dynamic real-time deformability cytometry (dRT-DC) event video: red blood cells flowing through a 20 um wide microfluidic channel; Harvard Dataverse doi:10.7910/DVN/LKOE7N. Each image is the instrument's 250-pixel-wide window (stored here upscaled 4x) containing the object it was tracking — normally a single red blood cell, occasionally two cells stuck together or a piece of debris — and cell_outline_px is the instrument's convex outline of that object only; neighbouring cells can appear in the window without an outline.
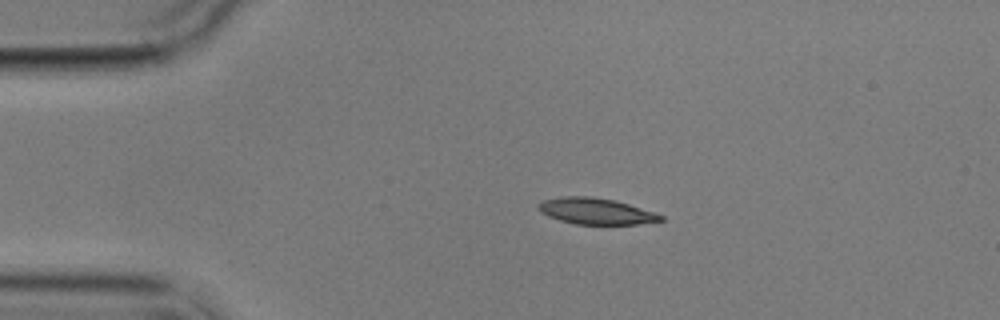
{"species": "common noctule bat (a hibernating species)", "species_latin": "Nyctalus noctula", "temperature_condition": "cold", "stored_images_in_passage": 5, "camera_frame_rate_fps": 3000, "um_per_image_px": 0.085, "animal": {"sex": "male", "body_mass_g": 17.9}, "frame": {"image": 1, "passage_image": 3, "time_ms": 2.333, "image_size_px": [1000, 320], "cell_outline_px": [[664, 220], [636, 224], [576, 224], [560, 220], [548, 216], [540, 212], [536, 208], [536, 204], [544, 200], [564, 196], [592, 196], [616, 200], [656, 212], [664, 216]], "centroid_in_image_um": [50.65, 17.94], "position_along_channel_um": 34.4, "area_um2": 18.84}}
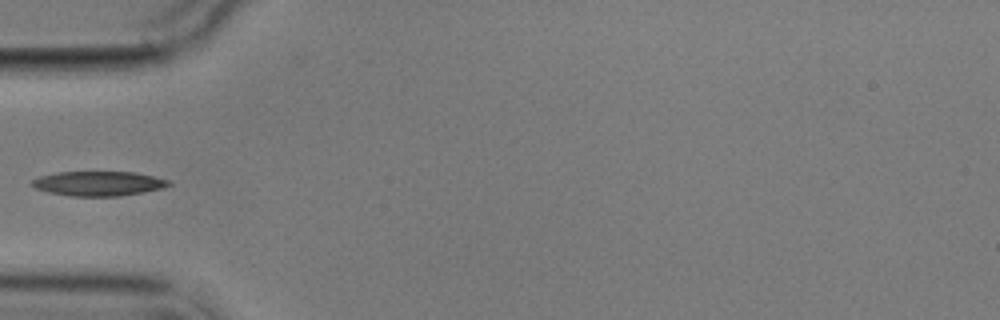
{"frame": {"image": 2, "passage_image": 5, "time_ms": 4.667, "image_size_px": [1000, 320], "cell_outline_px": [[172, 184], [164, 188], [144, 192], [120, 196], [72, 196], [48, 192], [36, 188], [28, 184], [32, 180], [40, 176], [56, 172], [136, 172], [168, 180]], "centroid_in_image_um": [8.36, 15.6], "position_along_channel_um": 76.6, "area_um2": 19.65}}